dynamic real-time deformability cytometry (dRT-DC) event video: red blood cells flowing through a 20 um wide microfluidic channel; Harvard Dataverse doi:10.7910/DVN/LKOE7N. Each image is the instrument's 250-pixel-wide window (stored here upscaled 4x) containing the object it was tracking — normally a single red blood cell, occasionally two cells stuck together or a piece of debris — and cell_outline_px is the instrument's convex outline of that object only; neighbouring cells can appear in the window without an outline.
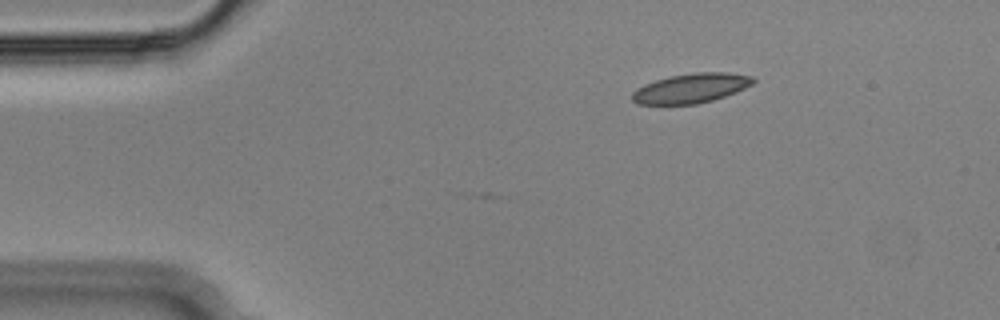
{"species": "Egyptian fruit bat (a non-hibernating species)", "species_latin": "Rousettus aegyptiacus", "temperature_condition": "cold", "stored_images_in_passage": 47, "camera_frame_rate_fps": 3000, "um_per_image_px": 0.085, "animal": {"sex": "male"}, "frame": {"image": 1, "passage_image": 1, "time_ms": 0.0, "image_size_px": [1000, 320], "cell_outline_px": [[756, 80], [752, 84], [736, 92], [712, 100], [696, 104], [636, 104], [632, 100], [632, 92], [636, 88], [644, 84], [668, 76], [696, 72], [728, 72], [752, 76]], "centroid_in_image_um": [58.72, 7.49], "position_along_channel_um": 26.3, "area_um2": 20.87}}
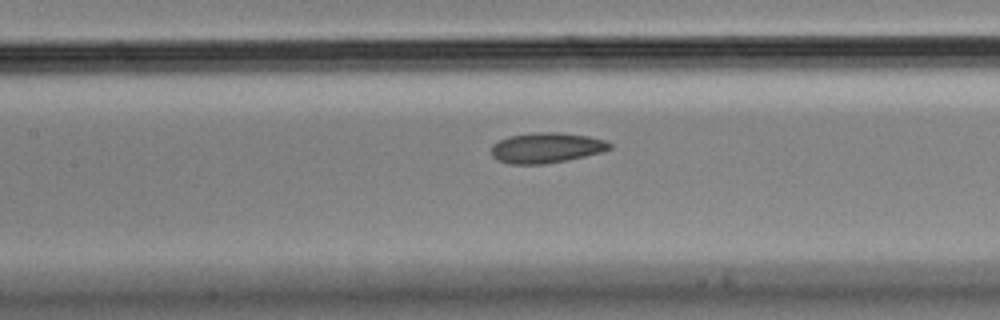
{"frame": {"image": 2, "passage_image": 17, "time_ms": 5.333, "image_size_px": [1000, 320], "cell_outline_px": [[612, 148], [600, 152], [584, 156], [544, 164], [508, 164], [496, 160], [492, 156], [492, 144], [508, 136], [536, 132], [560, 132], [588, 136], [604, 140], [612, 144]], "centroid_in_image_um": [46.41, 12.56], "position_along_channel_um": 161.0, "area_um2": 20.87}}
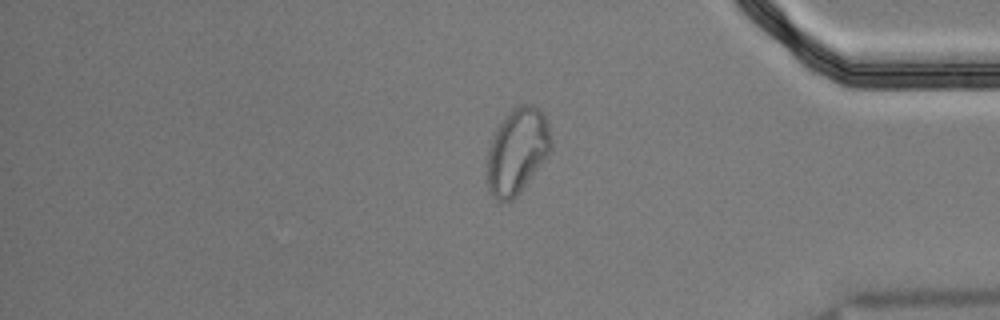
{"frame": {"image": 3, "passage_image": 38, "time_ms": 12.333, "image_size_px": [1000, 320], "cell_outline_px": [[552, 148], [548, 156], [520, 192], [512, 200], [496, 200], [492, 196], [488, 188], [488, 148], [500, 124], [512, 108], [520, 104], [532, 104], [540, 108], [548, 124], [552, 140]], "centroid_in_image_um": [44.0, 12.83], "position_along_channel_um": 391.2, "area_um2": 31.67}, "authors_computed_cell_mechanics": {"area_um2": 21.386, "velocity_mm_per_s": 3.6294, "shape_relaxation_time_tau1_ms": null, "shape_relaxation_time_tau2_ms": 2.7055, "deformation_change_tau1": null, "deformation_change_tau2": 0.0723}}